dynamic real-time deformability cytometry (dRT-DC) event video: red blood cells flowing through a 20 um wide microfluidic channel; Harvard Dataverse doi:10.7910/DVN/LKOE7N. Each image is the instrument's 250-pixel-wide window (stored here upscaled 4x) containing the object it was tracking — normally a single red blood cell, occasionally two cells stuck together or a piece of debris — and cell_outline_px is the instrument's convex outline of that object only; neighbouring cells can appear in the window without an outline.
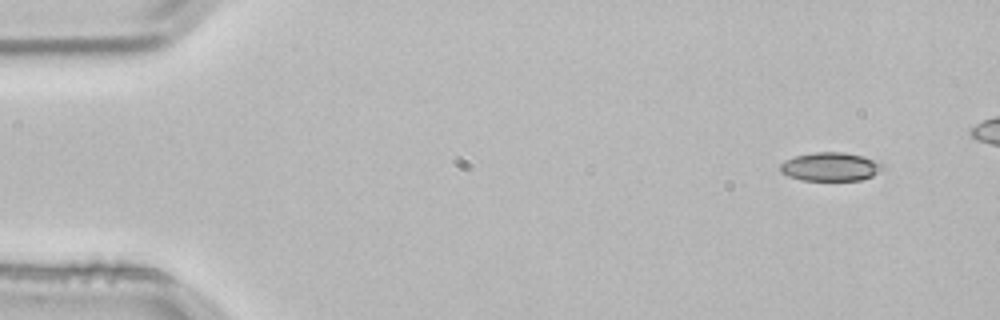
{"species": "common noctule bat (a hibernating species)", "species_latin": "Nyctalus noctula", "temperature_condition": "room temperature", "stored_images_in_passage": 4, "camera_frame_rate_fps": 3000, "um_per_image_px": 0.085, "animal": {"sex": "male", "body_mass_g": 21.5, "forearm_length_mm": 52.0}, "frame": {"image": 1, "passage_image": 1, "time_ms": 0.0, "image_size_px": [1000, 320], "cell_outline_px": [[884, 168], [872, 176], [860, 180], [800, 180], [788, 176], [780, 172], [780, 164], [784, 160], [796, 156], [816, 152], [844, 152], [864, 156], [880, 160], [884, 164]], "centroid_in_image_um": [70.62, 14.16], "position_along_channel_um": 14.4, "area_um2": 17.28}}
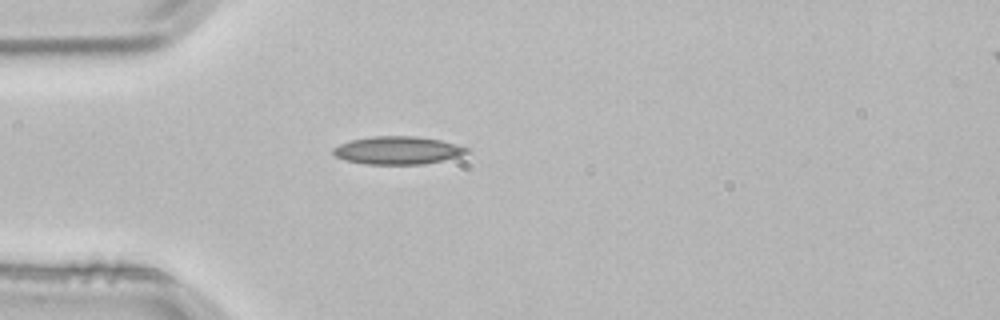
{"frame": {"image": 2, "passage_image": 4, "time_ms": 1.0, "image_size_px": [1000, 320], "cell_outline_px": [[472, 148], [468, 152], [460, 156], [444, 160], [424, 164], [364, 164], [344, 160], [336, 156], [332, 152], [332, 148], [340, 144], [352, 140], [372, 136], [416, 136], [440, 140]], "centroid_in_image_um": [33.83, 12.78], "position_along_channel_um": 51.2, "area_um2": 21.85}}